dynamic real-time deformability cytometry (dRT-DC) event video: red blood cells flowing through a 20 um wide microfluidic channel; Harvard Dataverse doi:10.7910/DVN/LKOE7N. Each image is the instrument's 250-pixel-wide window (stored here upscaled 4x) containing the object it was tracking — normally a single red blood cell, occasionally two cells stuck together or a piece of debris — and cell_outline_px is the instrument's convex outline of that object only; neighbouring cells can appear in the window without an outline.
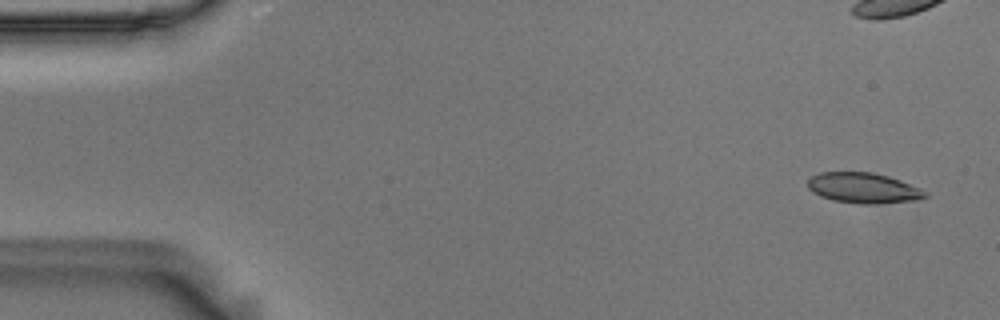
{"species": "Egyptian fruit bat (a non-hibernating species)", "species_latin": "Rousettus aegyptiacus", "temperature_condition": "room temperature", "stored_images_in_passage": 54, "camera_frame_rate_fps": 3000, "um_per_image_px": 0.085, "animal": {"sex": "male"}, "frame": {"image": 1, "passage_image": 1, "time_ms": 0.0, "image_size_px": [1000, 320], "cell_outline_px": [[928, 196], [916, 200], [872, 204], [860, 204], [832, 200], [820, 196], [812, 192], [808, 188], [808, 180], [812, 176], [820, 172], [872, 172], [888, 176], [900, 180], [920, 188], [928, 192]], "centroid_in_image_um": [73.38, 15.98], "position_along_channel_um": 11.6, "area_um2": 20.87}, "authors_computed_cell_mechanics": {"area_um2": 21.9929, "velocity_mm_per_s": 3.6173, "shape_relaxation_time_tau1_ms": null, "shape_relaxation_time_tau2_ms": 3.0625, "deformation_change_tau1": null, "deformation_change_tau2": 0.1014}}